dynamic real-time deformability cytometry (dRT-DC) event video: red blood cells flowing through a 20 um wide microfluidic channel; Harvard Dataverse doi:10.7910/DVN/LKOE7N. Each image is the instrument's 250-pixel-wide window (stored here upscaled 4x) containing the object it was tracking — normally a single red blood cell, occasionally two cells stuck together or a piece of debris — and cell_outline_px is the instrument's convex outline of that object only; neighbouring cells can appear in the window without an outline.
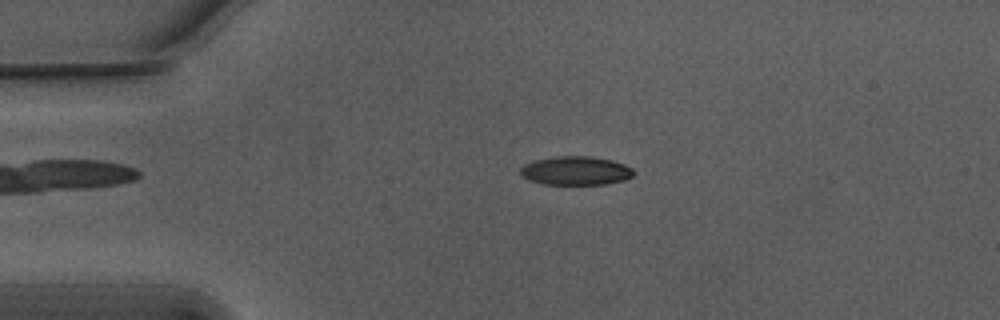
{"species": "Egyptian fruit bat (a non-hibernating species)", "species_latin": "Rousettus aegyptiacus", "temperature_condition": "warm", "stored_images_in_passage": 45, "camera_frame_rate_fps": 3000, "um_per_image_px": 0.085, "animal": {"sex": "male"}, "frame": {"image": 1, "passage_image": 2, "time_ms": 0.333, "image_size_px": [1000, 320], "cell_outline_px": [[636, 172], [632, 176], [624, 180], [604, 184], [544, 184], [528, 180], [520, 172], [520, 168], [524, 164], [536, 160], [556, 156], [588, 156], [612, 160], [624, 164], [632, 168]], "centroid_in_image_um": [48.95, 14.51], "position_along_channel_um": 36.0, "area_um2": 18.9}}
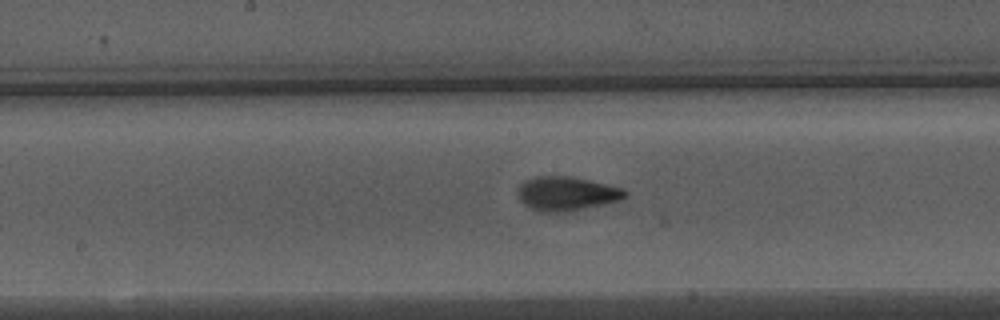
{"frame": {"image": 2, "passage_image": 18, "time_ms": 5.667, "image_size_px": [1000, 320], "cell_outline_px": [[628, 196], [620, 200], [604, 204], [568, 212], [540, 212], [528, 208], [520, 200], [520, 184], [524, 180], [536, 176], [568, 176], [588, 180], [624, 188], [628, 192]], "centroid_in_image_um": [48.18, 16.47], "position_along_channel_um": 200.0, "area_um2": 21.33}}
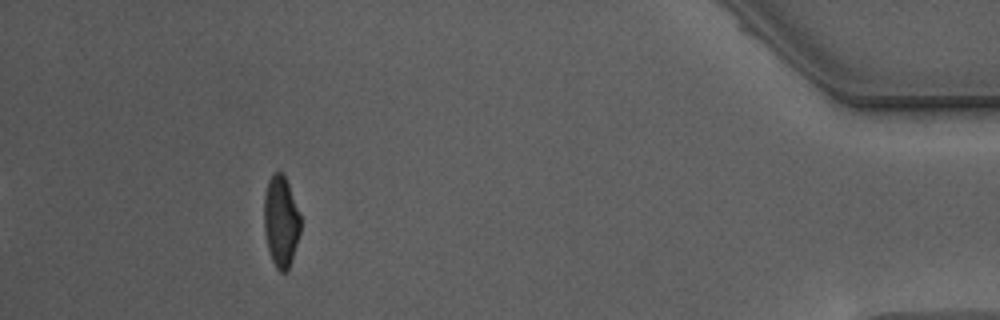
{"frame": {"image": 3, "passage_image": 40, "time_ms": 13.0, "image_size_px": [1000, 320], "cell_outline_px": [[300, 232], [292, 260], [288, 272], [280, 272], [276, 268], [272, 260], [268, 248], [264, 228], [264, 196], [268, 180], [272, 172], [280, 172], [284, 176], [288, 184], [300, 216]], "centroid_in_image_um": [23.87, 18.84], "position_along_channel_um": 411.3, "area_um2": 19.25}, "authors_computed_cell_mechanics": {"area_um2": 20.0566, "velocity_mm_per_s": 3.7575, "shape_relaxation_time_tau1_ms": 4.6413, "shape_relaxation_time_tau2_ms": 1.2432, "deformation_change_tau1": 0.1909, "deformation_change_tau2": 0.0724}}